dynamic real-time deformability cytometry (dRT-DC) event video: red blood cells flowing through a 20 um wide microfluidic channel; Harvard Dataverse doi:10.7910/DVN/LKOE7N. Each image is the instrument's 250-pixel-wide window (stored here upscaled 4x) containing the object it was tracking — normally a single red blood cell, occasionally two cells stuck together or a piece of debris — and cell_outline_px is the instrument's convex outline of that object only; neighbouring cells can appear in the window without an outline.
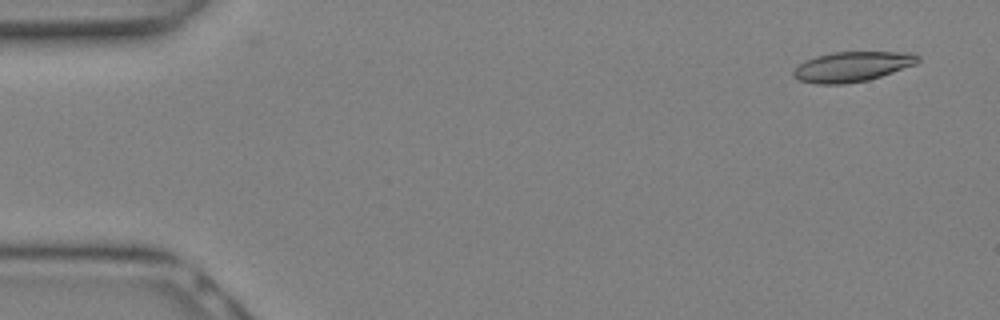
{"species": "Egyptian fruit bat (a non-hibernating species)", "species_latin": "Rousettus aegyptiacus", "temperature_condition": "warm", "stored_images_in_passage": 19, "camera_frame_rate_fps": 3000, "um_per_image_px": 0.085, "animal": {"sex": "female"}, "frame": {"image": 1, "passage_image": 2, "time_ms": 0.333, "image_size_px": [1000, 320], "cell_outline_px": [[920, 60], [916, 64], [868, 80], [844, 84], [816, 84], [800, 80], [792, 76], [792, 72], [804, 60], [816, 56], [832, 52], [916, 52], [920, 56]], "centroid_in_image_um": [72.45, 5.65], "position_along_channel_um": 12.6, "area_um2": 21.85}}
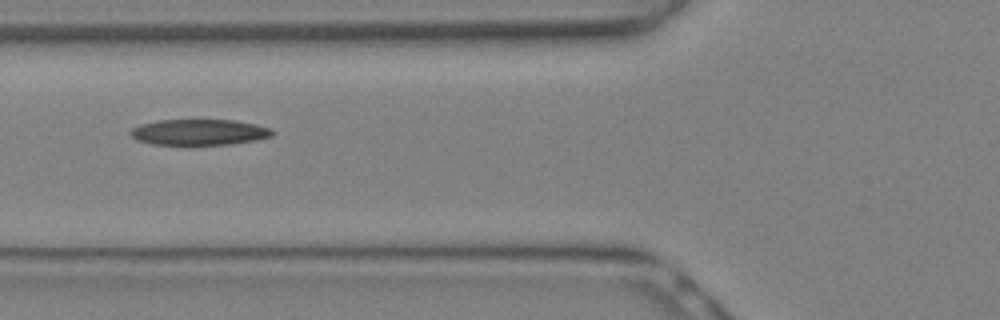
{"frame": {"image": 2, "passage_image": 11, "time_ms": 3.333, "image_size_px": [1000, 320], "cell_outline_px": [[276, 132], [272, 136], [256, 140], [228, 144], [152, 144], [136, 140], [128, 132], [132, 128], [140, 124], [156, 120], [236, 120], [256, 124], [272, 128]], "centroid_in_image_um": [16.94, 11.22], "position_along_channel_um": 108.9, "area_um2": 21.44}}
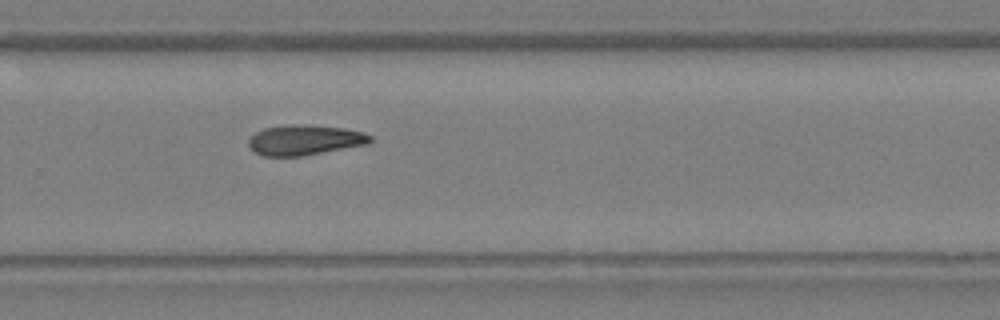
{"frame": {"image": 3, "passage_image": 19, "time_ms": 6.0, "image_size_px": [1000, 320], "cell_outline_px": [[372, 140], [368, 144], [304, 156], [264, 156], [256, 152], [248, 144], [248, 140], [256, 132], [264, 128], [300, 124], [304, 124], [344, 128], [364, 132], [372, 136]], "centroid_in_image_um": [25.94, 11.9], "position_along_channel_um": 303.9, "area_um2": 21.33}}